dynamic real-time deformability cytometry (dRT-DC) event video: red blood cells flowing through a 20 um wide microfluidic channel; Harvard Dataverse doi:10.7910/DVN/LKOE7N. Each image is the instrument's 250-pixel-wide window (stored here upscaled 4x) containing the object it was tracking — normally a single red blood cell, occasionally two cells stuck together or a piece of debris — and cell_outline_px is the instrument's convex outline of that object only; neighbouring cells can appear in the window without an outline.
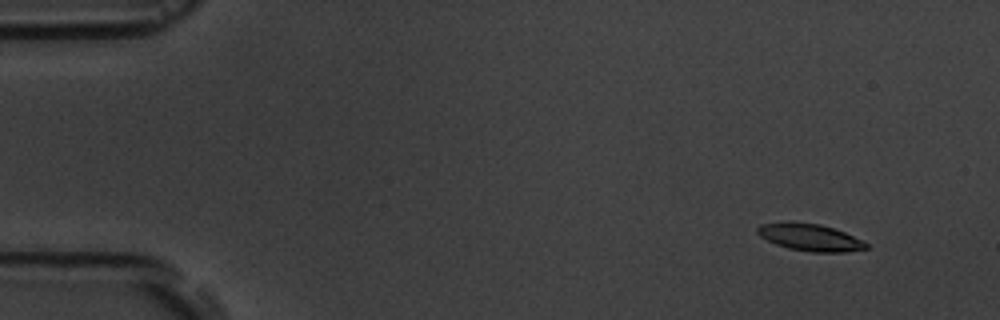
{"species": "common noctule bat (a hibernating species)", "species_latin": "Nyctalus noctula", "temperature_condition": "room temperature", "stored_images_in_passage": 8, "camera_frame_rate_fps": 3000, "um_per_image_px": 0.085, "animal": {"sex": "male", "body_mass_g": 19.5, "forearm_length_mm": 54.6}, "frame": {"image": 1, "passage_image": 1, "time_ms": 0.0, "image_size_px": [1000, 320], "cell_outline_px": [[868, 248], [844, 252], [812, 252], [788, 248], [776, 244], [760, 236], [756, 232], [756, 228], [760, 224], [784, 220], [792, 220], [820, 224], [844, 232], [864, 240], [868, 244]], "centroid_in_image_um": [68.81, 20.14], "position_along_channel_um": 16.2, "area_um2": 17.51}}
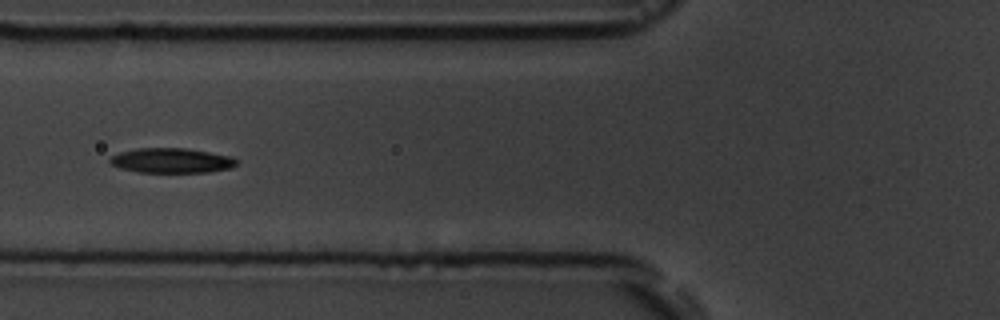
{"frame": {"image": 2, "passage_image": 6, "time_ms": 5.667, "image_size_px": [1000, 320], "cell_outline_px": [[236, 164], [232, 168], [208, 172], [136, 172], [120, 168], [112, 164], [108, 160], [112, 156], [120, 152], [136, 148], [184, 148], [232, 156], [236, 160]], "centroid_in_image_um": [14.57, 13.65], "position_along_channel_um": 111.2, "area_um2": 18.26}}
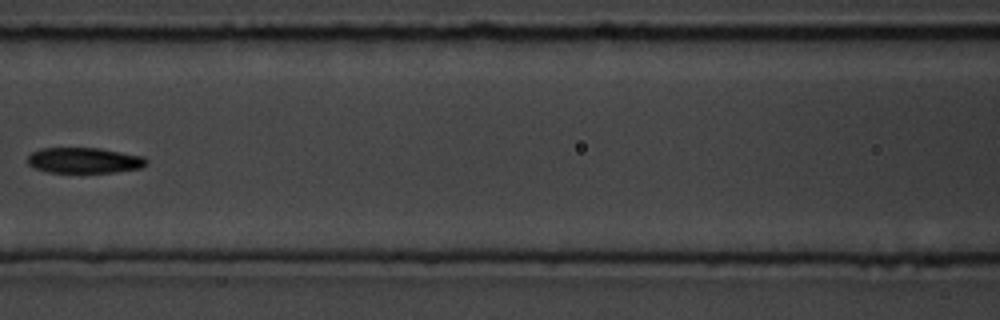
{"frame": {"image": 3, "passage_image": 7, "time_ms": 7.0, "image_size_px": [1000, 320], "cell_outline_px": [[148, 164], [140, 168], [116, 172], [48, 172], [36, 168], [28, 164], [28, 156], [32, 152], [40, 148], [100, 148], [144, 156], [148, 160]], "centroid_in_image_um": [7.19, 13.62], "position_along_channel_um": 159.4, "area_um2": 17.74}}